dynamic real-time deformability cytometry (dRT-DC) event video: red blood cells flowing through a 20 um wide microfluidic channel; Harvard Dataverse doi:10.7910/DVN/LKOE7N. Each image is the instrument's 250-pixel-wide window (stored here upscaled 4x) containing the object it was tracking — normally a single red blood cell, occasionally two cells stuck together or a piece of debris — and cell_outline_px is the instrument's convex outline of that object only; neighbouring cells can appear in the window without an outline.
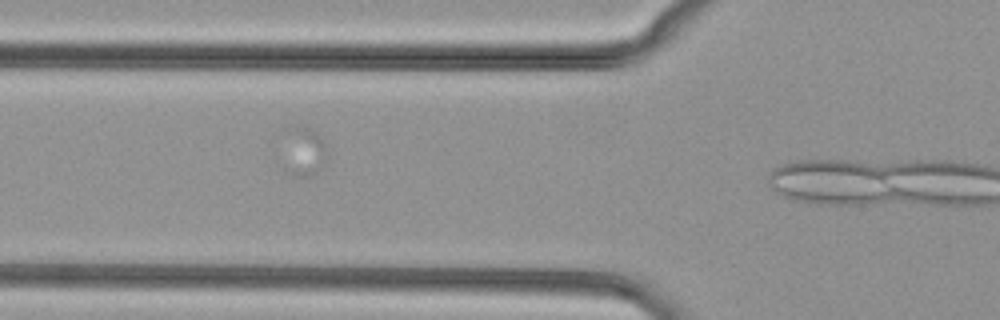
{"species": "common noctule bat (a hibernating species)", "species_latin": "Nyctalus noctula", "temperature_condition": "cold", "stored_images_in_passage": 7, "camera_frame_rate_fps": 3000, "um_per_image_px": 0.085, "animal": {"sex": "female", "body_mass_g": 29.2, "forearm_length_mm": 56.3}, "frame": {"image": 1, "passage_image": 4, "time_ms": 1.0, "image_size_px": [1000, 320], "cell_outline_px": [[328, 156], [324, 168], [308, 176], [296, 176], [288, 172], [284, 168], [284, 128], [296, 124], [308, 128], [324, 140]], "centroid_in_image_um": [25.8, 12.86], "position_along_channel_um": 100.0, "area_um2": 13.18}}